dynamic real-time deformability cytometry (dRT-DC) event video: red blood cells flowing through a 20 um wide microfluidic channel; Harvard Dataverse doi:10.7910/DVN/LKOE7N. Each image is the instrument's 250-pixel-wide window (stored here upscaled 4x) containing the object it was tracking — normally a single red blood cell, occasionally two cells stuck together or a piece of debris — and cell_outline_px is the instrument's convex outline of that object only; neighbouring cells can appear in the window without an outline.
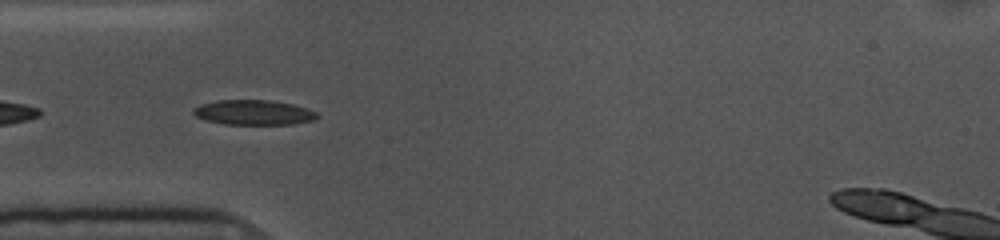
{"species": "common noctule bat (a hibernating species)", "species_latin": "Nyctalus noctula", "temperature_condition": "cold", "stored_images_in_passage": 27, "camera_frame_rate_fps": 3000, "um_per_image_px": 0.085, "animal": {"sex": "female", "body_mass_g": 10.0, "forearm_length_mm": 53.1}, "frame": {"image": 1, "passage_image": 3, "time_ms": 0.667, "image_size_px": [1000, 240], "cell_outline_px": [[320, 116], [312, 120], [292, 124], [224, 124], [204, 120], [196, 116], [192, 112], [192, 108], [200, 104], [216, 100], [272, 100], [292, 104], [308, 108], [316, 112]], "centroid_in_image_um": [21.53, 9.55], "position_along_channel_um": 63.5, "area_um2": 18.09}}
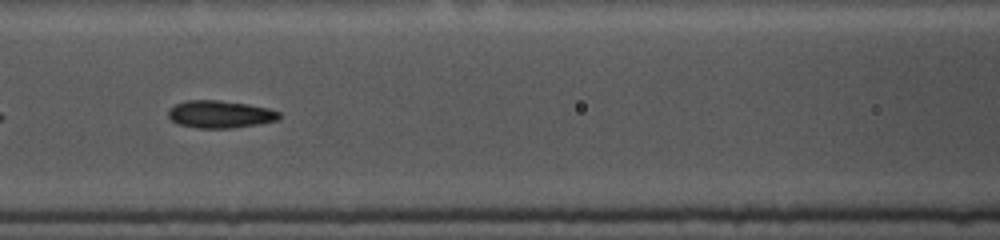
{"frame": {"image": 2, "passage_image": 10, "time_ms": 3.0, "image_size_px": [1000, 240], "cell_outline_px": [[280, 120], [232, 128], [196, 128], [176, 124], [168, 116], [168, 108], [176, 104], [188, 100], [220, 100], [248, 104], [268, 108], [280, 112]], "centroid_in_image_um": [18.69, 9.71], "position_along_channel_um": 147.9, "area_um2": 17.86}}
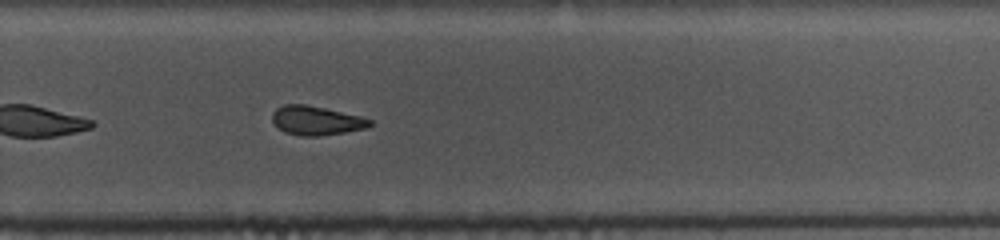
{"frame": {"image": 3, "passage_image": 23, "time_ms": 7.333, "image_size_px": [1000, 240], "cell_outline_px": [[372, 124], [368, 128], [344, 132], [316, 136], [300, 136], [284, 132], [272, 120], [272, 112], [276, 108], [284, 104], [304, 104], [324, 108], [360, 116], [372, 120]], "centroid_in_image_um": [26.87, 10.24], "position_along_channel_um": 302.9, "area_um2": 16.42}}